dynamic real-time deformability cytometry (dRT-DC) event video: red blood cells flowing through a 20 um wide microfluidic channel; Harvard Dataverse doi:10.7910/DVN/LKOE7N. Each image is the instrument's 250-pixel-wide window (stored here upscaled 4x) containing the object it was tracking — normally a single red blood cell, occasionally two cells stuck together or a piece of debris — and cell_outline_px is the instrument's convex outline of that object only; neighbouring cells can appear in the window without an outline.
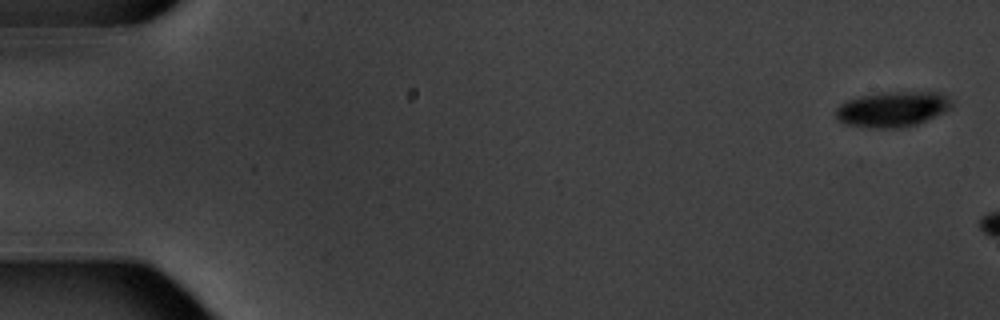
{"species": "common noctule bat (a hibernating species)", "species_latin": "Nyctalus noctula", "temperature_condition": "warm", "stored_images_in_passage": 3, "camera_frame_rate_fps": 3000, "um_per_image_px": 0.085, "animal": {"sex": "male", "body_mass_g": 20.1, "forearm_length_mm": 53.5}, "frame": {"image": 1, "passage_image": 1, "time_ms": 0.0, "image_size_px": [1000, 320], "cell_outline_px": [[952, 108], [936, 116], [916, 124], [904, 128], [864, 128], [844, 124], [836, 120], [836, 108], [840, 104], [848, 100], [860, 96], [884, 92], [940, 92], [948, 96], [952, 100]], "centroid_in_image_um": [75.86, 9.29], "position_along_channel_um": 9.1, "area_um2": 24.22}}